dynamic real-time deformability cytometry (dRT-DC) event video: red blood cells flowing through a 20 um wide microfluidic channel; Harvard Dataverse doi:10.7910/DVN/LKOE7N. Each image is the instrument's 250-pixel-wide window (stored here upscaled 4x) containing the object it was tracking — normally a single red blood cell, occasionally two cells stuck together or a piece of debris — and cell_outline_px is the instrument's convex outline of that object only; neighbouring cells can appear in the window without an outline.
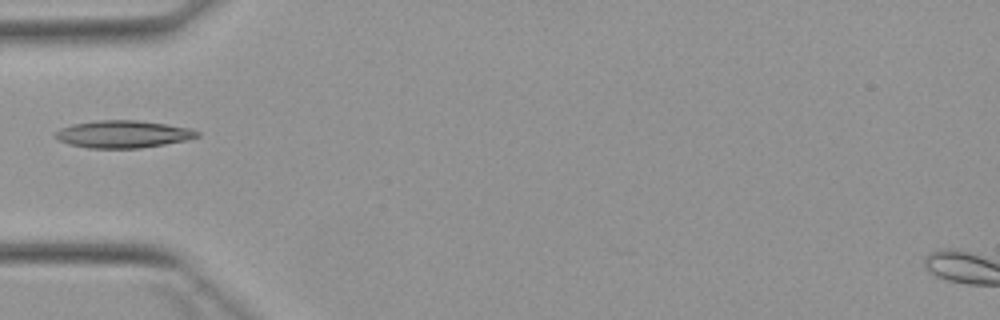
{"species": "Egyptian fruit bat (a non-hibernating species)", "species_latin": "Rousettus aegyptiacus", "temperature_condition": "warm", "stored_images_in_passage": 4, "camera_frame_rate_fps": 3000, "um_per_image_px": 0.085, "animal": {"sex": "female"}, "frame": {"image": 1, "passage_image": 3, "time_ms": 2.667, "image_size_px": [1000, 320], "cell_outline_px": [[200, 136], [188, 140], [140, 148], [88, 148], [68, 144], [56, 140], [52, 136], [60, 128], [72, 124], [96, 120], [136, 120], [192, 128], [200, 132]], "centroid_in_image_um": [10.43, 11.4], "position_along_channel_um": 74.6, "area_um2": 22.83}}
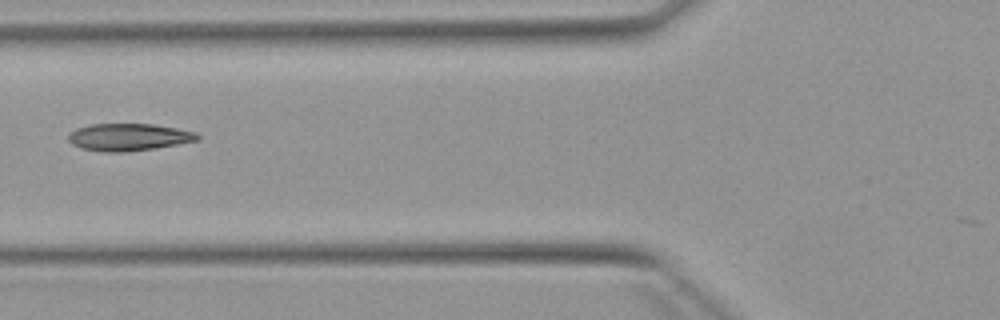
{"frame": {"image": 2, "passage_image": 4, "time_ms": 3.667, "image_size_px": [1000, 320], "cell_outline_px": [[200, 140], [156, 148], [124, 152], [104, 152], [80, 148], [72, 144], [68, 140], [68, 132], [76, 128], [92, 124], [152, 124], [176, 128], [196, 132], [200, 136]], "centroid_in_image_um": [10.92, 11.66], "position_along_channel_um": 114.9, "area_um2": 20.63}}